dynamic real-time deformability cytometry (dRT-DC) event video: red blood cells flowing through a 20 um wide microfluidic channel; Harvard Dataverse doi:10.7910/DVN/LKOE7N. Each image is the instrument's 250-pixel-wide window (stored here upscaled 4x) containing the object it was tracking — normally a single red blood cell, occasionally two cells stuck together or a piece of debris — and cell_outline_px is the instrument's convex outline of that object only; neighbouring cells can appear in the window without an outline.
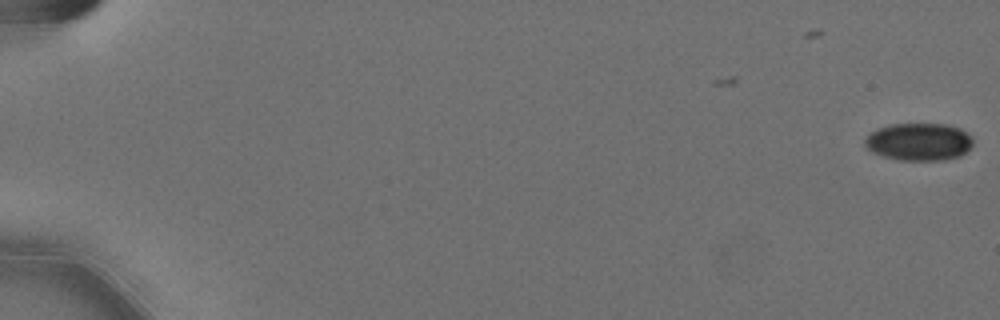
{"species": "Egyptian fruit bat (a non-hibernating species)", "species_latin": "Rousettus aegyptiacus", "temperature_condition": "cold", "stored_images_in_passage": 3, "camera_frame_rate_fps": 3000, "um_per_image_px": 0.085, "animal": {"sex": "female"}, "frame": {"image": 1, "passage_image": 3, "time_ms": 0.667, "image_size_px": [1000, 320], "cell_outline_px": [[972, 144], [960, 156], [944, 160], [896, 160], [872, 152], [864, 144], [864, 140], [876, 128], [892, 124], [948, 124], [960, 128], [972, 136]], "centroid_in_image_um": [78.1, 12.05], "position_along_channel_um": 6.9, "area_um2": 23.64}}